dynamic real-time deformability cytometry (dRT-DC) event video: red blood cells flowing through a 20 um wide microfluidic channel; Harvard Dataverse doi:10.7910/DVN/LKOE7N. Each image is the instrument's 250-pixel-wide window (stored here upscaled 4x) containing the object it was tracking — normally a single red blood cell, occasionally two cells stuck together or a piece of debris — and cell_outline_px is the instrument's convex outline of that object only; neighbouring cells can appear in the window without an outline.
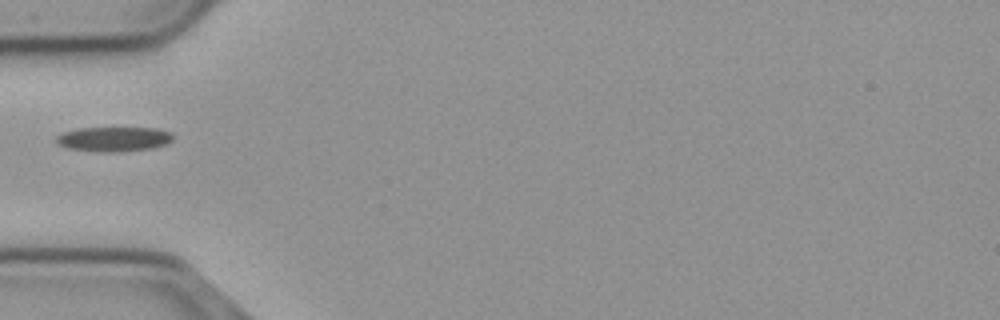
{"species": "common noctule bat (a hibernating species)", "species_latin": "Nyctalus noctula", "temperature_condition": "cold", "stored_images_in_passage": 35, "camera_frame_rate_fps": 3000, "um_per_image_px": 0.085, "animal": {"sex": "male", "body_mass_g": 23.1, "forearm_length_mm": 52.7}, "frame": {"image": 1, "passage_image": 1, "time_ms": 0.0, "image_size_px": [1000, 320], "cell_outline_px": [[172, 140], [164, 144], [152, 148], [120, 152], [100, 152], [68, 148], [56, 144], [56, 136], [64, 132], [76, 128], [156, 128], [172, 132]], "centroid_in_image_um": [9.65, 11.82], "position_along_channel_um": 75.4, "area_um2": 16.82}}
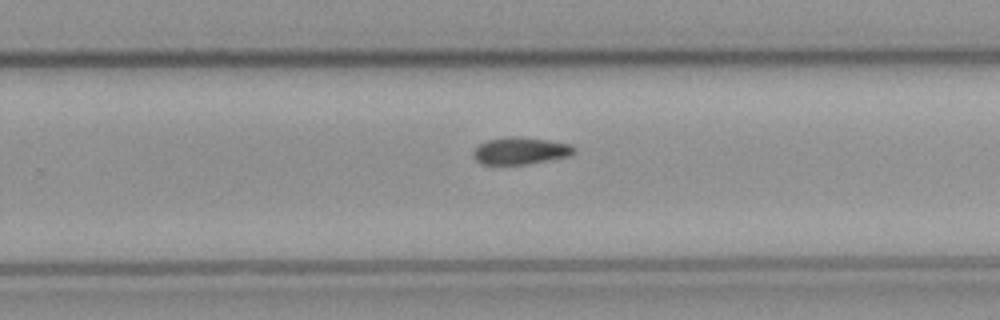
{"frame": {"image": 2, "passage_image": 18, "time_ms": 5.667, "image_size_px": [1000, 320], "cell_outline_px": [[576, 152], [572, 156], [528, 164], [480, 164], [476, 160], [472, 152], [480, 144], [488, 140], [504, 136], [512, 136], [548, 140], [572, 144], [576, 148]], "centroid_in_image_um": [44.29, 12.82], "position_along_channel_um": 285.5, "area_um2": 16.07}}
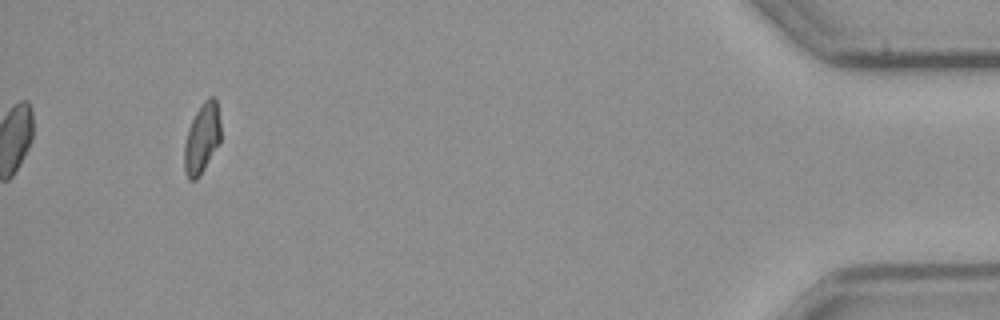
{"frame": {"image": 3, "passage_image": 35, "time_ms": 11.333, "image_size_px": [1000, 320], "cell_outline_px": [[220, 144], [200, 176], [196, 180], [188, 180], [184, 172], [184, 144], [188, 128], [196, 112], [204, 100], [208, 96], [216, 96], [220, 120]], "centroid_in_image_um": [17.17, 11.78], "position_along_channel_um": 418.0, "area_um2": 15.26}}